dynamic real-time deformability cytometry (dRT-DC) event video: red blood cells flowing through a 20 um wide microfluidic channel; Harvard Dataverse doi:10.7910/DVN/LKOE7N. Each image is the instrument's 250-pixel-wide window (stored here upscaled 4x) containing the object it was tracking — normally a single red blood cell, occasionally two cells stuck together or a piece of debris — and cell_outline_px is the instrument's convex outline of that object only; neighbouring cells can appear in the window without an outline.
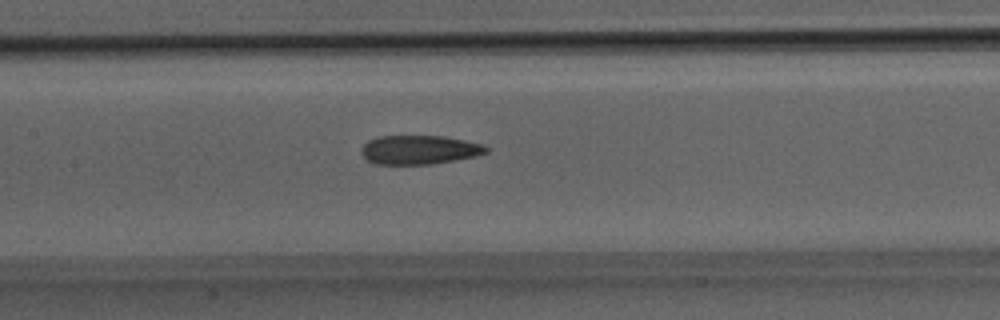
{"species": "Egyptian fruit bat (a non-hibernating species)", "species_latin": "Rousettus aegyptiacus", "temperature_condition": "room temperature", "stored_images_in_passage": 22, "camera_frame_rate_fps": 3000, "um_per_image_px": 0.085, "animal": {"sex": "male"}, "frame": {"image": 1, "passage_image": 8, "time_ms": 2.333, "image_size_px": [1000, 320], "cell_outline_px": [[488, 152], [476, 156], [456, 160], [432, 164], [372, 164], [360, 152], [360, 148], [368, 140], [376, 136], [444, 136], [484, 144], [488, 148]], "centroid_in_image_um": [35.63, 12.73], "position_along_channel_um": 171.8, "area_um2": 21.27}}
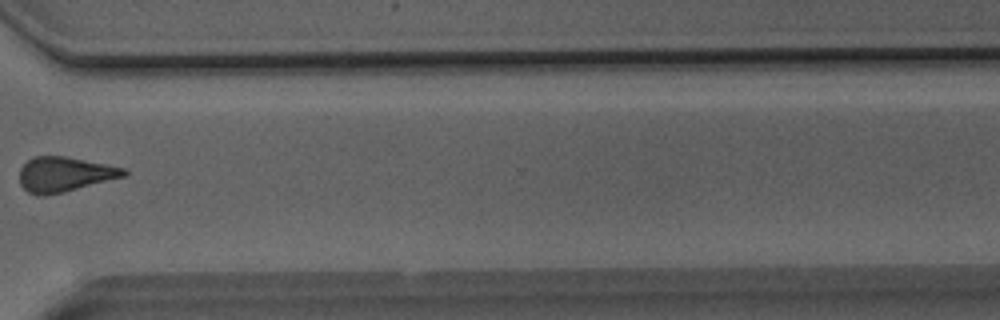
{"frame": {"image": 2, "passage_image": 17, "time_ms": 5.333, "image_size_px": [1000, 320], "cell_outline_px": [[128, 172], [124, 176], [64, 192], [44, 196], [36, 196], [28, 192], [20, 184], [20, 168], [32, 156], [64, 156], [124, 168]], "centroid_in_image_um": [5.43, 14.82], "position_along_channel_um": 365.2, "area_um2": 20.98}}
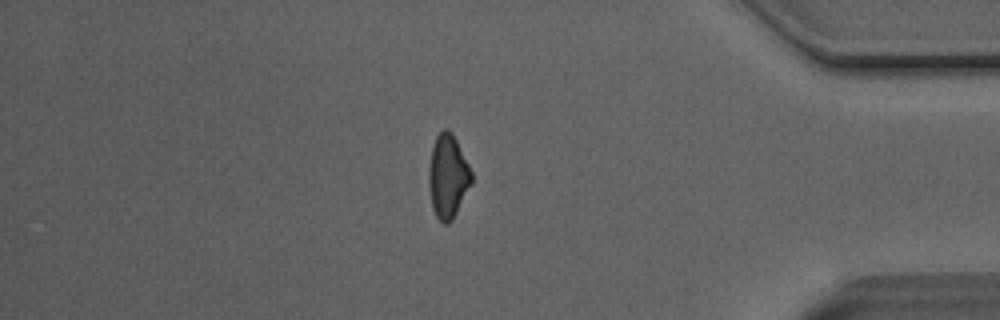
{"frame": {"image": 3, "passage_image": 20, "time_ms": 6.333, "image_size_px": [1000, 320], "cell_outline_px": [[472, 184], [452, 220], [448, 224], [444, 224], [436, 216], [432, 208], [428, 184], [428, 168], [432, 148], [436, 136], [444, 128], [452, 132], [472, 172]], "centroid_in_image_um": [38.06, 15.01], "position_along_channel_um": 397.1, "area_um2": 20.81}}